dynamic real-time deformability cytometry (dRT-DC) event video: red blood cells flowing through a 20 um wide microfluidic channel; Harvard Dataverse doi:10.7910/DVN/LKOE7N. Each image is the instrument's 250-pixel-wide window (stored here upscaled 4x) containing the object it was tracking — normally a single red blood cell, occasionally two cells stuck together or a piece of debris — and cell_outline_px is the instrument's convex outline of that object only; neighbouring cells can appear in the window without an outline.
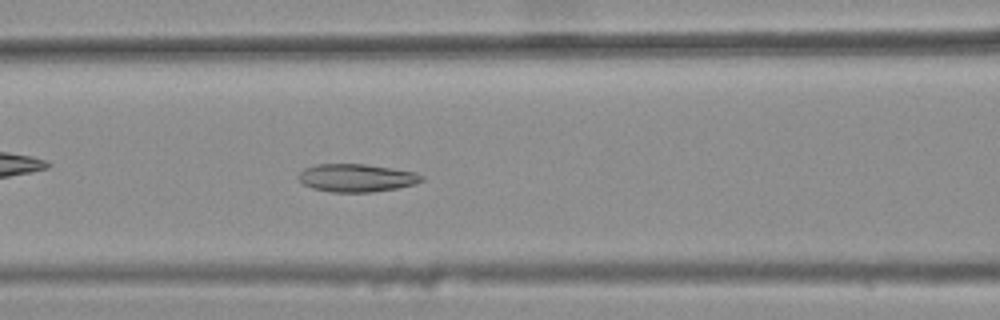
{"species": "common noctule bat (a hibernating species)", "species_latin": "Nyctalus noctula", "temperature_condition": "warm", "stored_images_in_passage": 32, "camera_frame_rate_fps": 3000, "um_per_image_px": 0.085, "animal": {"sex": "female", "body_mass_g": 25.1}, "frame": {"image": 1, "passage_image": 11, "time_ms": 3.333, "image_size_px": [1000, 320], "cell_outline_px": [[424, 180], [416, 184], [396, 188], [372, 192], [332, 192], [312, 188], [296, 180], [296, 176], [304, 168], [316, 164], [364, 164], [416, 172], [424, 176]], "centroid_in_image_um": [30.28, 15.12], "position_along_channel_um": 136.3, "area_um2": 20.17}}
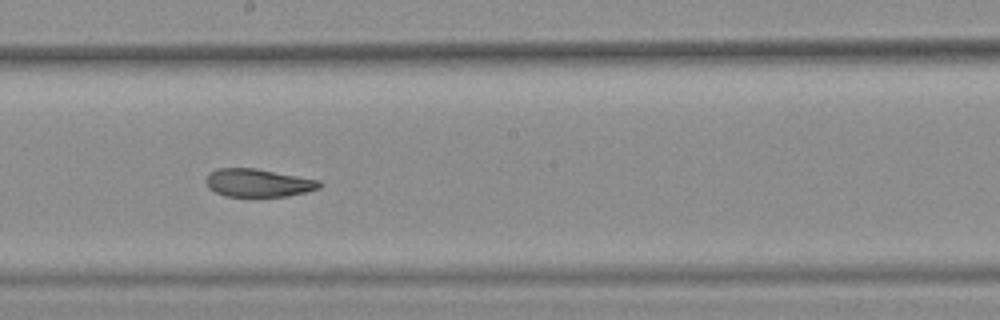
{"frame": {"image": 2, "passage_image": 18, "time_ms": 5.667, "image_size_px": [1000, 320], "cell_outline_px": [[324, 184], [320, 188], [308, 192], [288, 196], [224, 196], [208, 188], [204, 180], [208, 172], [216, 168], [256, 168], [320, 180]], "centroid_in_image_um": [21.94, 15.54], "position_along_channel_um": 226.3, "area_um2": 18.84}}
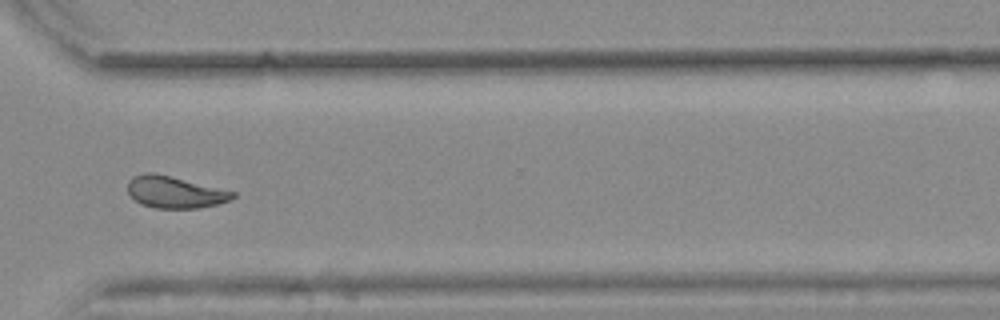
{"frame": {"image": 3, "passage_image": 28, "time_ms": 9.0, "image_size_px": [1000, 320], "cell_outline_px": [[236, 196], [228, 200], [216, 204], [200, 208], [156, 208], [140, 204], [128, 192], [128, 180], [132, 176], [144, 172], [156, 172], [236, 192]], "centroid_in_image_um": [14.83, 16.31], "position_along_channel_um": 355.8, "area_um2": 19.54}, "authors_computed_cell_mechanics": {"area_um2": 19.941, "velocity_mm_per_s": 3.8623, "shape_relaxation_time_tau1_ms": null, "shape_relaxation_time_tau2_ms": 2.4865, "deformation_change_tau1": null, "deformation_change_tau2": 0.0858}}